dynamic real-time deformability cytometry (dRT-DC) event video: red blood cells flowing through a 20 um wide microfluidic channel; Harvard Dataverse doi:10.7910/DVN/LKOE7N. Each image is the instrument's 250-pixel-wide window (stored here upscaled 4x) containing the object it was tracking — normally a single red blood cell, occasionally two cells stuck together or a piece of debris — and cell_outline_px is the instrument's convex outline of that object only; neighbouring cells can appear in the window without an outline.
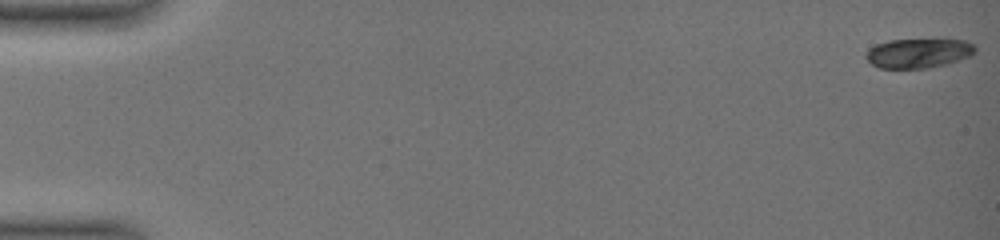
{"species": "common noctule bat (a hibernating species)", "species_latin": "Nyctalus noctula", "temperature_condition": "warm", "stored_images_in_passage": 51, "camera_frame_rate_fps": 3000, "um_per_image_px": 0.085, "animal": {"sex": "female", "body_mass_g": 19.0, "forearm_length_mm": 51.5}, "frame": {"image": 1, "passage_image": 1, "time_ms": 0.0, "image_size_px": [1000, 240], "cell_outline_px": [[976, 52], [968, 56], [944, 64], [928, 68], [880, 68], [872, 64], [864, 56], [868, 48], [876, 44], [888, 40], [964, 40], [972, 44], [976, 48]], "centroid_in_image_um": [78.01, 4.52], "position_along_channel_um": 7.0, "area_um2": 18.5}}
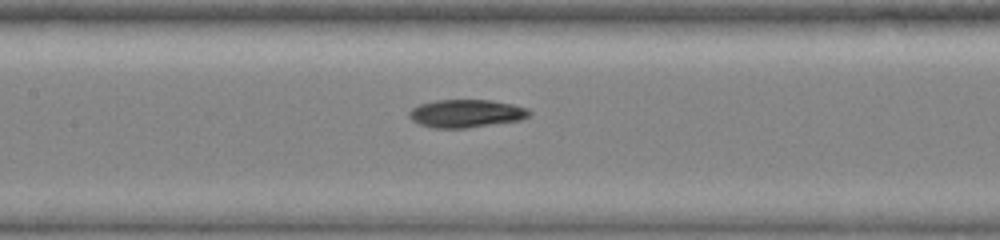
{"frame": {"image": 2, "passage_image": 27, "time_ms": 8.667, "image_size_px": [1000, 240], "cell_outline_px": [[532, 116], [524, 120], [468, 128], [432, 128], [420, 124], [412, 120], [408, 116], [408, 112], [412, 108], [420, 104], [436, 100], [492, 100], [512, 104], [528, 108], [532, 112]], "centroid_in_image_um": [39.68, 9.65], "position_along_channel_um": 167.7, "area_um2": 19.94}}
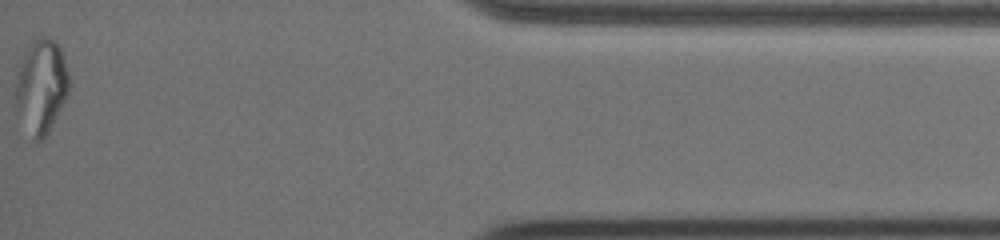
{"frame": {"image": 3, "passage_image": 51, "time_ms": 16.667, "image_size_px": [1000, 240], "cell_outline_px": [[68, 96], [48, 132], [40, 140], [32, 140], [16, 112], [16, 84], [20, 64], [24, 52], [36, 36], [44, 36], [52, 40], [60, 48], [68, 72]], "centroid_in_image_um": [3.49, 7.35], "position_along_channel_um": 431.7, "area_um2": 29.07}, "authors_computed_cell_mechanics": {"area_um2": 19.652, "velocity_mm_per_s": 3.9291, "shape_relaxation_time_tau1_ms": null, "shape_relaxation_time_tau2_ms": 4.2757, "deformation_change_tau1": null, "deformation_change_tau2": 0.0659}}